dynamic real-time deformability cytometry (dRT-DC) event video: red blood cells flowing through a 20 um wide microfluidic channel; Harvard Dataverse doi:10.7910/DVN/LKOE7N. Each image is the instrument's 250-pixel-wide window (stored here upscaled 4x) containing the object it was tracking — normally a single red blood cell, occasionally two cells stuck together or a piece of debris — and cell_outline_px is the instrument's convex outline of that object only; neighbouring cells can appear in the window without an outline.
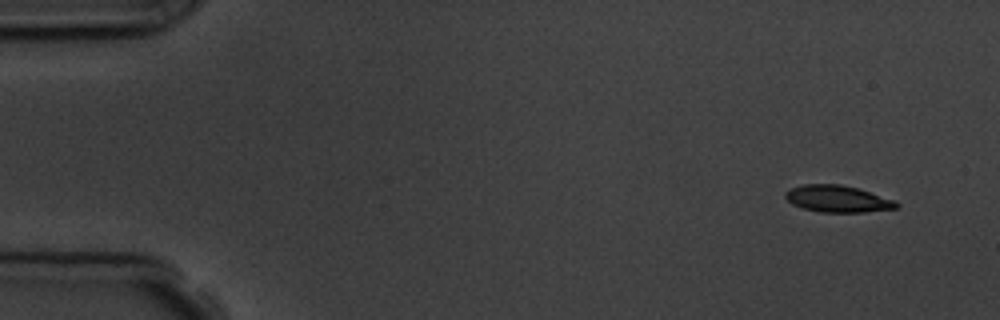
{"species": "common noctule bat (a hibernating species)", "species_latin": "Nyctalus noctula", "temperature_condition": "room temperature", "stored_images_in_passage": 16, "camera_frame_rate_fps": 3000, "um_per_image_px": 0.085, "animal": {"sex": "male", "body_mass_g": 19.5, "forearm_length_mm": 54.6}, "frame": {"image": 1, "passage_image": 1, "time_ms": 0.0, "image_size_px": [1000, 320], "cell_outline_px": [[900, 208], [864, 212], [820, 212], [804, 208], [792, 204], [784, 196], [784, 192], [792, 188], [804, 184], [840, 184], [860, 188], [896, 200], [900, 204]], "centroid_in_image_um": [71.26, 16.9], "position_along_channel_um": 13.7, "area_um2": 17.57}}
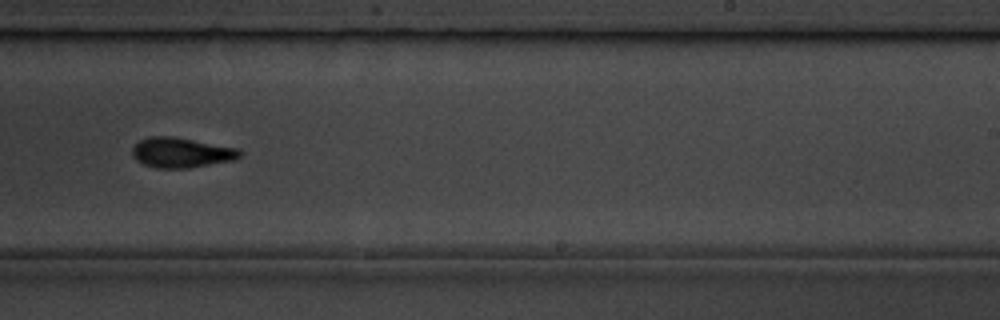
{"frame": {"image": 2, "passage_image": 10, "time_ms": 10.0, "image_size_px": [1000, 320], "cell_outline_px": [[244, 152], [236, 160], [188, 168], [156, 168], [144, 164], [136, 160], [132, 156], [132, 148], [140, 140], [148, 136], [172, 136], [240, 148]], "centroid_in_image_um": [15.44, 12.97], "position_along_channel_um": 273.6, "area_um2": 19.07}}